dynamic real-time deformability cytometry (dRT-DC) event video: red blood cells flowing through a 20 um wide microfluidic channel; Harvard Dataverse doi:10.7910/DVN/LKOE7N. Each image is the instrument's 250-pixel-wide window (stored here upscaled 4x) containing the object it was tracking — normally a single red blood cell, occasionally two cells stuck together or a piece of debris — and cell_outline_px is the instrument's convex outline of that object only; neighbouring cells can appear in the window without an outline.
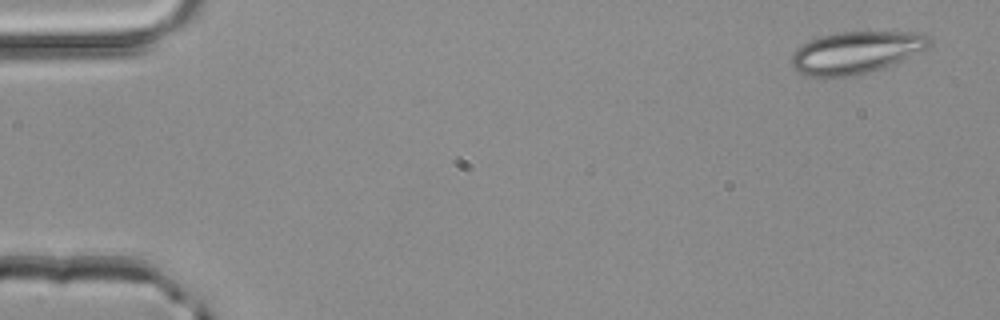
{"species": "common noctule bat (a hibernating species)", "species_latin": "Nyctalus noctula", "temperature_condition": "room temperature", "stored_images_in_passage": 3, "camera_frame_rate_fps": 3000, "um_per_image_px": 0.085, "animal": {"sex": "male", "body_mass_g": 20.4}, "frame": {"image": 1, "passage_image": 1, "time_ms": 0.0, "image_size_px": [1000, 320], "cell_outline_px": [[932, 40], [928, 48], [900, 60], [880, 68], [868, 72], [852, 76], [804, 76], [796, 72], [792, 68], [792, 52], [796, 48], [812, 40], [836, 32], [924, 32]], "centroid_in_image_um": [72.74, 4.45], "position_along_channel_um": 12.3, "area_um2": 33.52}}